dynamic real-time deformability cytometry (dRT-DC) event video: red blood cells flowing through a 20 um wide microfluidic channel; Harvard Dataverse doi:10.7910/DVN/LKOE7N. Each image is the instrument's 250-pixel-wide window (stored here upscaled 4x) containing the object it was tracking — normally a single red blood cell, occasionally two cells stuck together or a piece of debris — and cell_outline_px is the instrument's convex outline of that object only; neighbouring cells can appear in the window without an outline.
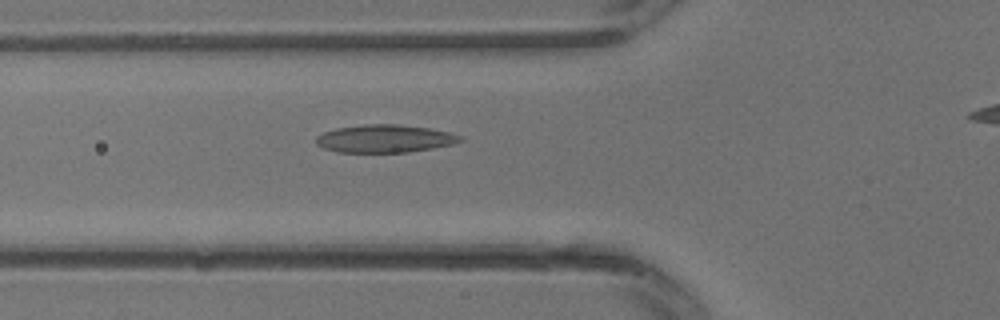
{"species": "common noctule bat (a hibernating species)", "species_latin": "Nyctalus noctula", "temperature_condition": "warm", "stored_images_in_passage": 6, "camera_frame_rate_fps": 3000, "um_per_image_px": 0.085, "animal": {"sex": "male", "body_mass_g": 13.3}, "frame": {"image": 1, "passage_image": 2, "time_ms": 0.333, "image_size_px": [1000, 320], "cell_outline_px": [[464, 140], [452, 144], [432, 148], [408, 152], [336, 152], [324, 148], [316, 144], [316, 136], [324, 132], [336, 128], [364, 124], [400, 124], [428, 128], [448, 132], [464, 136]], "centroid_in_image_um": [32.7, 11.78], "position_along_channel_um": 93.1, "area_um2": 23.41}}
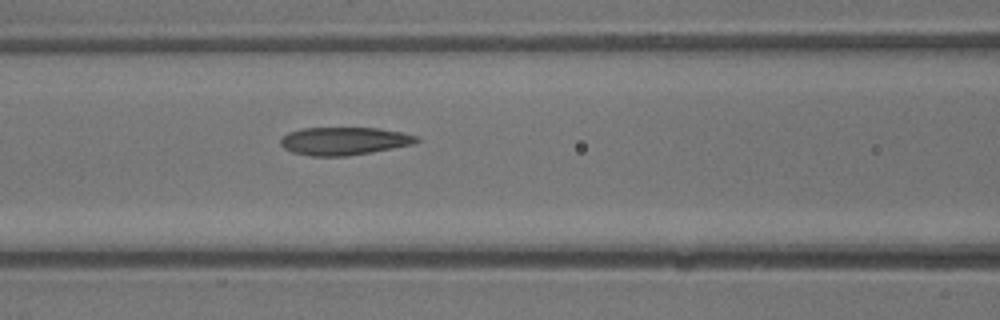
{"frame": {"image": 2, "passage_image": 4, "time_ms": 1.0, "image_size_px": [1000, 320], "cell_outline_px": [[420, 140], [412, 144], [372, 152], [348, 156], [312, 156], [292, 152], [284, 148], [280, 144], [280, 140], [288, 132], [304, 128], [380, 128], [404, 132], [416, 136]], "centroid_in_image_um": [29.25, 11.98], "position_along_channel_um": 137.4, "area_um2": 22.08}}
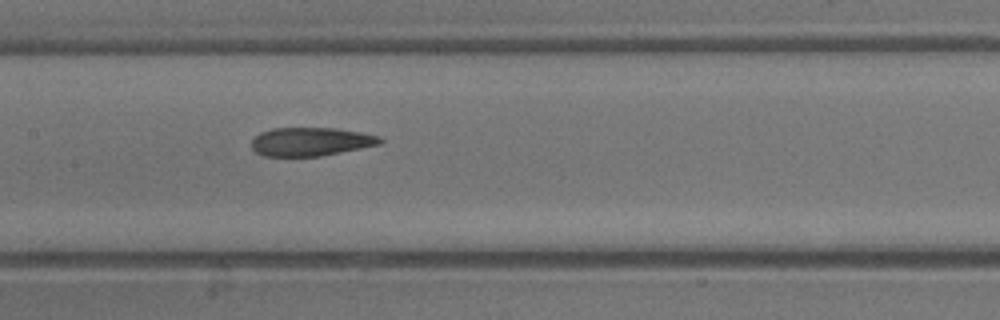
{"frame": {"image": 3, "passage_image": 6, "time_ms": 1.667, "image_size_px": [1000, 320], "cell_outline_px": [[384, 140], [380, 144], [320, 156], [264, 156], [256, 152], [252, 148], [252, 140], [260, 132], [272, 128], [336, 128], [360, 132], [380, 136]], "centroid_in_image_um": [26.41, 12.03], "position_along_channel_um": 181.0, "area_um2": 21.27}}